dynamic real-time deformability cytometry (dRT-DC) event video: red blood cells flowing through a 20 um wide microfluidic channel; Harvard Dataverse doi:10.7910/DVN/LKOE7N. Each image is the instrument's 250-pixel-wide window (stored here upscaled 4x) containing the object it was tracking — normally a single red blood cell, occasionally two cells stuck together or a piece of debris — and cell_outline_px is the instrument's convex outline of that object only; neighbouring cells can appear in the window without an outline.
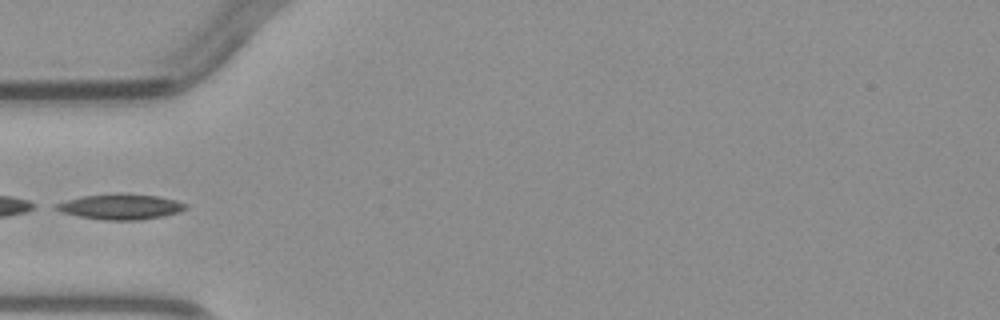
{"species": "common noctule bat (a hibernating species)", "species_latin": "Nyctalus noctula", "temperature_condition": "warm", "stored_images_in_passage": 4, "camera_frame_rate_fps": 3000, "um_per_image_px": 0.085, "animal": {"sex": "male", "body_mass_g": 23.1, "forearm_length_mm": 52.7}, "frame": {"image": 1, "passage_image": 4, "time_ms": 4.333, "image_size_px": [1000, 320], "cell_outline_px": [[188, 208], [180, 212], [140, 220], [104, 220], [76, 216], [60, 212], [52, 208], [56, 204], [68, 200], [84, 196], [120, 192], [156, 196], [176, 200], [188, 204]], "centroid_in_image_um": [10.25, 17.56], "position_along_channel_um": 74.8, "area_um2": 19.36}}